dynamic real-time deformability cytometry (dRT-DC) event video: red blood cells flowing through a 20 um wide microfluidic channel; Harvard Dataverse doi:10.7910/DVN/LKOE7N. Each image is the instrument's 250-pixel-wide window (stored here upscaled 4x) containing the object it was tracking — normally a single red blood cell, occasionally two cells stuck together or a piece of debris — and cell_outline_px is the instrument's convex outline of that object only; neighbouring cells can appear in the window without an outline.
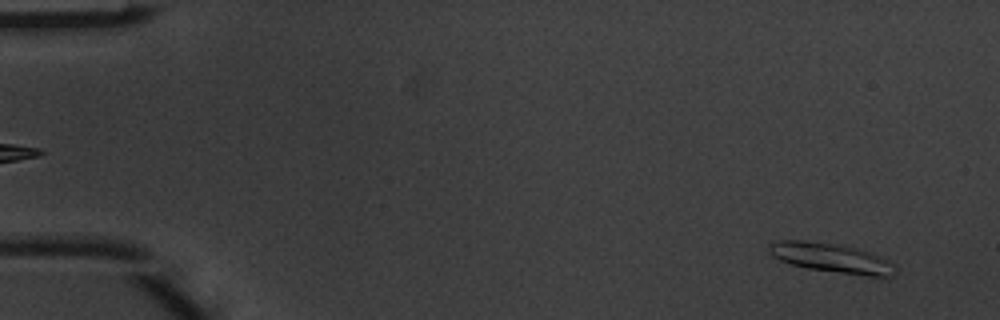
{"species": "common noctule bat (a hibernating species)", "species_latin": "Nyctalus noctula", "temperature_condition": "warm", "stored_images_in_passage": 4, "camera_frame_rate_fps": 3000, "um_per_image_px": 0.085, "animal": {"sex": "male", "body_mass_g": 20.1, "forearm_length_mm": 53.5}, "frame": {"image": 1, "passage_image": 1, "time_ms": 0.0, "image_size_px": [1000, 320], "cell_outline_px": [[896, 272], [888, 280], [880, 280], [808, 268], [792, 264], [780, 260], [768, 248], [768, 244], [780, 240], [800, 240], [836, 244], [856, 248], [880, 256], [896, 264]], "centroid_in_image_um": [70.85, 21.99], "position_along_channel_um": 14.1, "area_um2": 22.25}}